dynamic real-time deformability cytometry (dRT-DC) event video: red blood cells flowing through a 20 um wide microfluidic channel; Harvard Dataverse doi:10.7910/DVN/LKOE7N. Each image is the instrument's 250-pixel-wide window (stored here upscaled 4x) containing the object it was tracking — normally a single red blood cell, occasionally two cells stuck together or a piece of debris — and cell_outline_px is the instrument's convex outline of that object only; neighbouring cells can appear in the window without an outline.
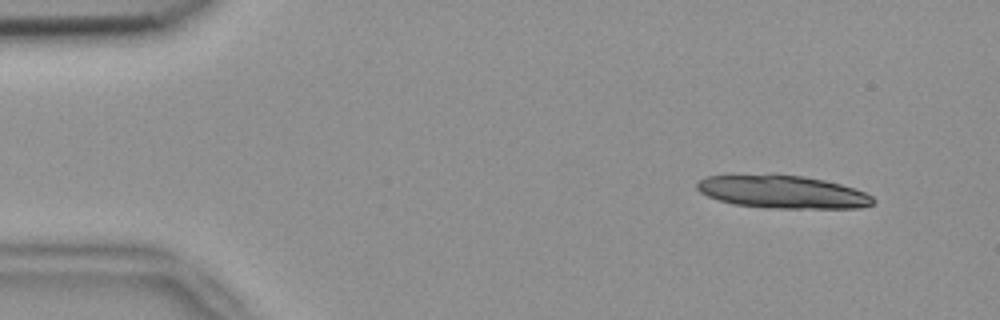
{"species": "common noctule bat (a hibernating species)", "species_latin": "Nyctalus noctula", "temperature_condition": "room temperature", "stored_images_in_passage": 24, "camera_frame_rate_fps": 3000, "um_per_image_px": 0.085, "animal": {"sex": "female", "body_mass_g": 18.4}, "frame": {"image": 1, "passage_image": 4, "time_ms": 1.0, "image_size_px": [1000, 320], "cell_outline_px": [[876, 200], [872, 204], [860, 208], [768, 208], [736, 204], [720, 200], [708, 196], [700, 192], [696, 188], [696, 184], [700, 180], [708, 176], [804, 176], [824, 180], [840, 184], [864, 192], [872, 196]], "centroid_in_image_um": [66.57, 16.34], "position_along_channel_um": 18.4, "area_um2": 32.89}}